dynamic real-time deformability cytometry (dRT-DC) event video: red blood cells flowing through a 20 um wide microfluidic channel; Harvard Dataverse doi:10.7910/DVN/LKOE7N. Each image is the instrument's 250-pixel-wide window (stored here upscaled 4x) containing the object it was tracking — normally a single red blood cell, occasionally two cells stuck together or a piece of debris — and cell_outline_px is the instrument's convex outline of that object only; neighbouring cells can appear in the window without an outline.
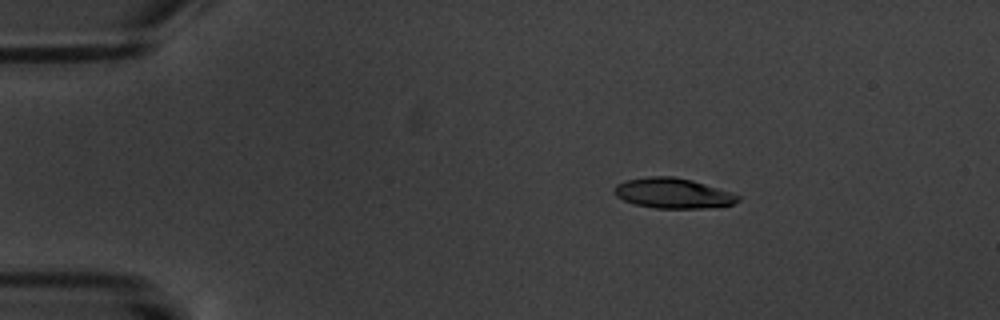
{"species": "common noctule bat (a hibernating species)", "species_latin": "Nyctalus noctula", "temperature_condition": "warm", "stored_images_in_passage": 6, "camera_frame_rate_fps": 3000, "um_per_image_px": 0.085, "animal": {"sex": "male", "body_mass_g": 20.1, "forearm_length_mm": 53.5}, "frame": {"image": 1, "passage_image": 3, "time_ms": 2.333, "image_size_px": [1000, 320], "cell_outline_px": [[740, 200], [732, 204], [700, 208], [656, 208], [636, 204], [624, 200], [616, 196], [612, 192], [612, 188], [616, 184], [624, 180], [648, 176], [672, 176], [692, 180], [732, 192], [740, 196]], "centroid_in_image_um": [57.15, 16.41], "position_along_channel_um": 27.8, "area_um2": 21.79}}